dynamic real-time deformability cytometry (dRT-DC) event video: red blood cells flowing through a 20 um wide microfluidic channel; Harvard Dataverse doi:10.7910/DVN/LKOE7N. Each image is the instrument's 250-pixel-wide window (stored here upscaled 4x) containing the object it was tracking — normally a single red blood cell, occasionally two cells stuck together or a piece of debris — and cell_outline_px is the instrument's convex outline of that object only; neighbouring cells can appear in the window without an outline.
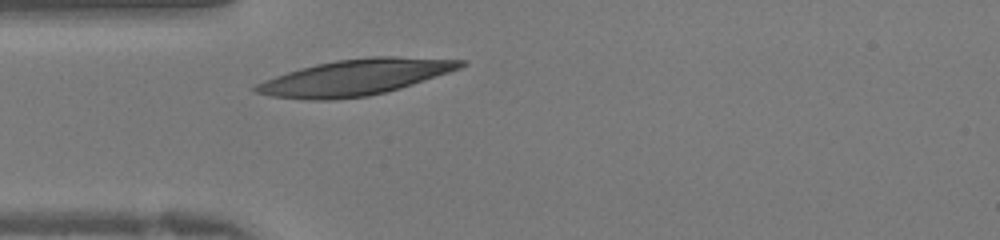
{"species": "human", "species_latin": "Homo sapiens", "temperature_condition": "warm", "stored_images_in_passage": 23, "camera_frame_rate_fps": 3000, "um_per_image_px": 0.085, "donor": {"sex": "female"}, "frame": {"image": 1, "passage_image": 1, "time_ms": 0.0, "image_size_px": [1000, 240], "cell_outline_px": [[468, 64], [460, 68], [400, 88], [368, 96], [332, 100], [308, 100], [272, 96], [252, 92], [252, 88], [256, 84], [264, 80], [300, 68], [316, 64], [336, 60], [368, 56], [392, 56], [468, 60]], "centroid_in_image_um": [30.18, 6.57], "position_along_channel_um": 54.8, "area_um2": 42.77}}
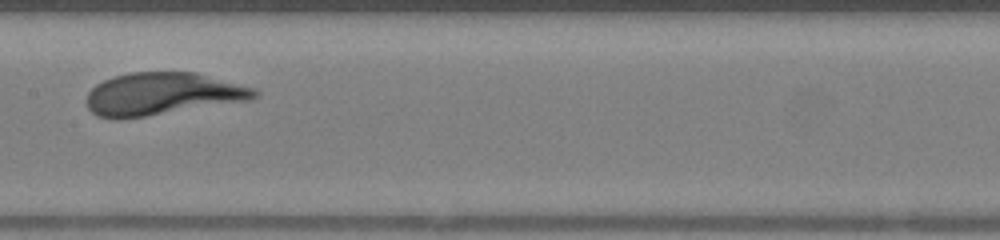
{"frame": {"image": 2, "passage_image": 10, "time_ms": 3.0, "image_size_px": [1000, 240], "cell_outline_px": [[260, 96], [252, 100], [148, 116], [116, 120], [112, 120], [96, 116], [88, 108], [84, 100], [88, 92], [96, 84], [112, 76], [128, 72], [196, 72], [256, 88], [260, 92]], "centroid_in_image_um": [13.8, 7.99], "position_along_channel_um": 193.6, "area_um2": 42.37}}
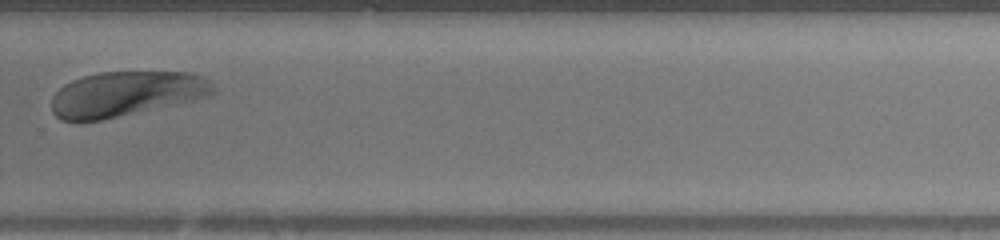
{"frame": {"image": 3, "passage_image": 18, "time_ms": 5.667, "image_size_px": [1000, 240], "cell_outline_px": [[216, 92], [212, 96], [100, 120], [80, 124], [76, 124], [60, 120], [52, 112], [52, 96], [64, 84], [72, 80], [84, 76], [100, 72], [192, 72], [204, 76], [216, 88]], "centroid_in_image_um": [10.69, 8.0], "position_along_channel_um": 319.1, "area_um2": 42.89}}